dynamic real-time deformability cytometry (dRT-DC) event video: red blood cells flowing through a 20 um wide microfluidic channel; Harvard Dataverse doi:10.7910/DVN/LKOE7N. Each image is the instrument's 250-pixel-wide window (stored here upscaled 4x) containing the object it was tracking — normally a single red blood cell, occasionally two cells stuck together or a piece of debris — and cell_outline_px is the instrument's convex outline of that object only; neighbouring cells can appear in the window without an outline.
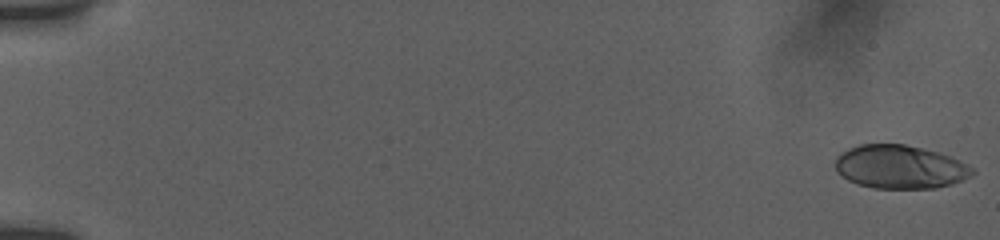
{"species": "human", "species_latin": "Homo sapiens", "temperature_condition": "room temperature", "stored_images_in_passage": 26, "camera_frame_rate_fps": 3000, "um_per_image_px": 0.085, "donor": {"sex": "female"}, "frame": {"image": 1, "passage_image": 1, "time_ms": 0.0, "image_size_px": [1000, 240], "cell_outline_px": [[976, 172], [972, 176], [964, 180], [952, 184], [936, 188], [872, 188], [856, 184], [848, 180], [836, 172], [836, 156], [840, 152], [848, 148], [860, 144], [904, 144], [936, 152], [948, 156], [972, 168]], "centroid_in_image_um": [76.46, 14.2], "position_along_channel_um": 8.5, "area_um2": 34.68}}
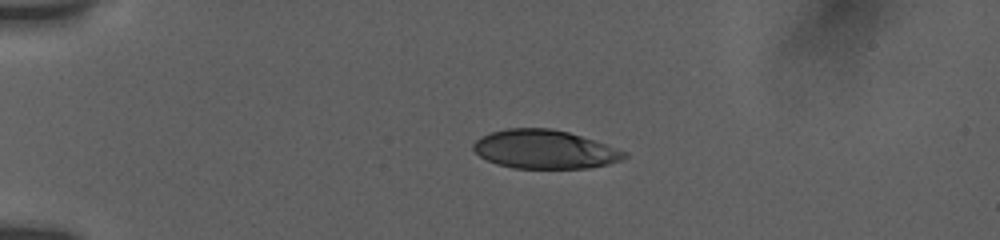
{"frame": {"image": 2, "passage_image": 25, "time_ms": 4.333, "image_size_px": [1000, 240], "cell_outline_px": [[628, 156], [620, 160], [608, 164], [588, 168], [512, 168], [496, 164], [480, 156], [472, 148], [472, 144], [480, 136], [492, 132], [508, 128], [552, 128], [568, 132], [628, 152]], "centroid_in_image_um": [46.27, 12.7], "position_along_channel_um": 38.7, "area_um2": 33.87}}